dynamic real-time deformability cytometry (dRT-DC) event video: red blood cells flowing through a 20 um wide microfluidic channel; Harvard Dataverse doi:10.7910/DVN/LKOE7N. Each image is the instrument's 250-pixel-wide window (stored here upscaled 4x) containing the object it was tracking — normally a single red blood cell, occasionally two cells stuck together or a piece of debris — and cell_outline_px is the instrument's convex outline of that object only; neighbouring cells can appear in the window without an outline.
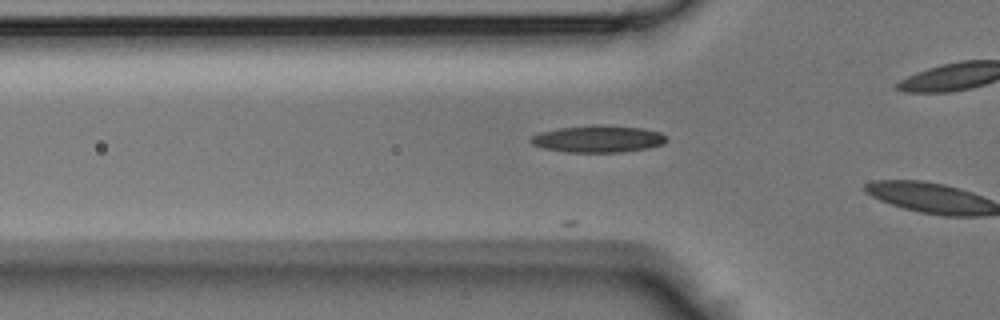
{"species": "Egyptian fruit bat (a non-hibernating species)", "species_latin": "Rousettus aegyptiacus", "temperature_condition": "room temperature", "stored_images_in_passage": 12, "camera_frame_rate_fps": 3000, "um_per_image_px": 0.085, "animal": {"sex": "male"}, "frame": {"image": 1, "passage_image": 11, "time_ms": 3.333, "image_size_px": [1000, 320], "cell_outline_px": [[668, 140], [664, 144], [648, 148], [620, 152], [568, 152], [544, 148], [532, 144], [528, 140], [532, 136], [540, 132], [560, 128], [596, 124], [644, 128], [660, 132], [668, 136]], "centroid_in_image_um": [50.88, 11.8], "position_along_channel_um": 74.9, "area_um2": 21.44}}